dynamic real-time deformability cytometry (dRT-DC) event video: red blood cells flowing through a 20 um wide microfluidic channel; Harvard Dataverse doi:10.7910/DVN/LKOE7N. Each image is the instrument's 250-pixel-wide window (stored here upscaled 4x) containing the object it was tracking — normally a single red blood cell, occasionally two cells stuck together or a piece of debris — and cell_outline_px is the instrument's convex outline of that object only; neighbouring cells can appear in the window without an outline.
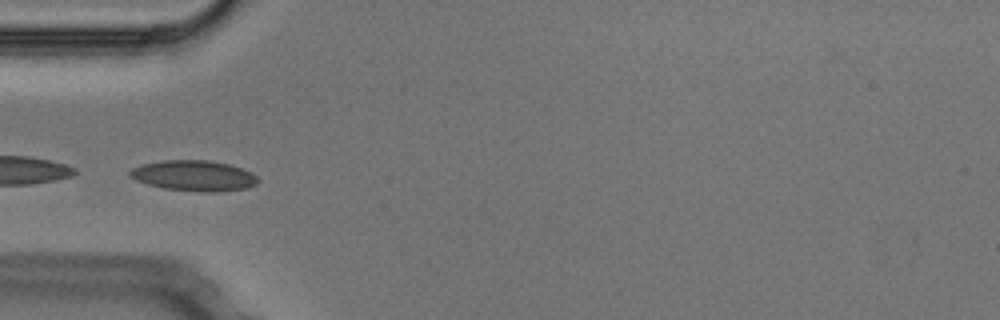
{"species": "Egyptian fruit bat (a non-hibernating species)", "species_latin": "Rousettus aegyptiacus", "temperature_condition": "cold", "stored_images_in_passage": 5, "camera_frame_rate_fps": 3000, "um_per_image_px": 0.085, "animal": {"sex": "male"}, "frame": {"image": 1, "passage_image": 4, "time_ms": 1.0, "image_size_px": [1000, 320], "cell_outline_px": [[260, 180], [256, 184], [248, 188], [216, 192], [208, 192], [164, 188], [148, 184], [136, 180], [128, 176], [128, 172], [132, 168], [144, 164], [160, 160], [208, 160], [228, 164], [252, 172]], "centroid_in_image_um": [16.49, 14.93], "position_along_channel_um": 68.5, "area_um2": 22.77}}
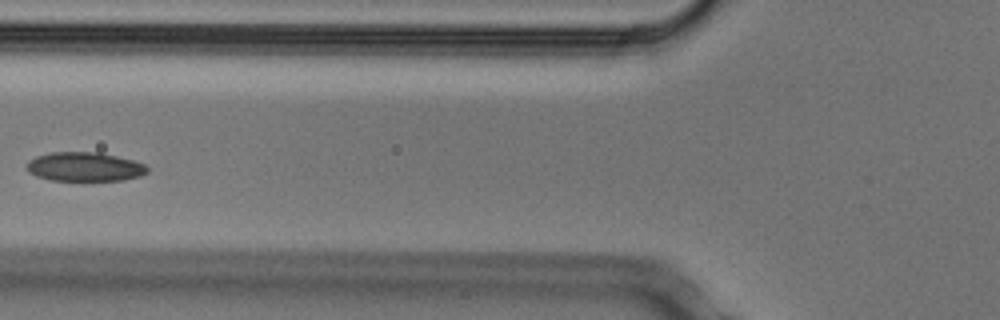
{"frame": {"image": 2, "passage_image": 5, "time_ms": 1.333, "image_size_px": [1000, 320], "cell_outline_px": [[148, 172], [140, 176], [124, 180], [52, 180], [36, 176], [28, 172], [28, 160], [36, 156], [52, 152], [100, 152], [132, 160], [144, 164], [148, 168]], "centroid_in_image_um": [7.2, 14.17], "position_along_channel_um": 118.6, "area_um2": 20.35}}